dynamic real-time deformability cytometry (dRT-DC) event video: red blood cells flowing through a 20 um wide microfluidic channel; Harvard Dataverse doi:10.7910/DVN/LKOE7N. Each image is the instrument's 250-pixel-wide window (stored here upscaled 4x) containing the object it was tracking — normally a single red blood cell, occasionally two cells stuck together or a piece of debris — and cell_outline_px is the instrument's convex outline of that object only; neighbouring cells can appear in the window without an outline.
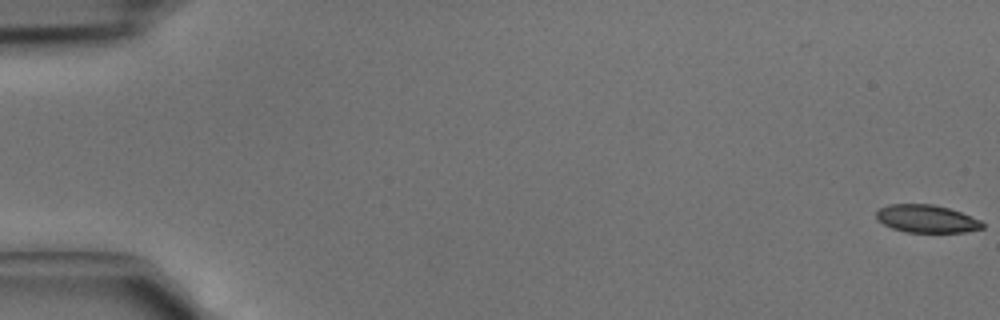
{"species": "common noctule bat (a hibernating species)", "species_latin": "Nyctalus noctula", "temperature_condition": "cold", "stored_images_in_passage": 5, "camera_frame_rate_fps": 3000, "um_per_image_px": 0.085, "animal": {"sex": "male", "body_mass_g": 15.6}, "frame": {"image": 1, "passage_image": 1, "time_ms": 0.0, "image_size_px": [1000, 320], "cell_outline_px": [[984, 228], [964, 232], [904, 232], [892, 228], [876, 220], [876, 212], [880, 208], [888, 204], [932, 204], [948, 208], [960, 212], [980, 220], [984, 224]], "centroid_in_image_um": [78.73, 18.6], "position_along_channel_um": 6.3, "area_um2": 17.17}}
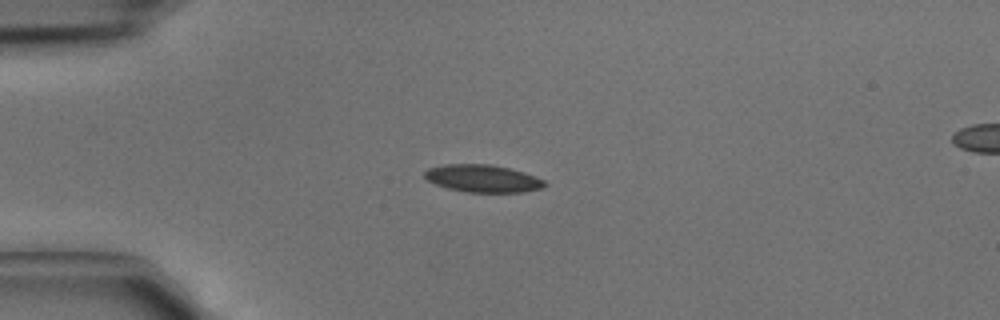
{"frame": {"image": 2, "passage_image": 4, "time_ms": 1.0, "image_size_px": [1000, 320], "cell_outline_px": [[548, 184], [544, 188], [524, 192], [468, 192], [448, 188], [436, 184], [428, 180], [424, 176], [424, 172], [428, 168], [444, 164], [492, 164], [524, 172], [544, 180]], "centroid_in_image_um": [41.06, 15.17], "position_along_channel_um": 43.9, "area_um2": 19.25}}